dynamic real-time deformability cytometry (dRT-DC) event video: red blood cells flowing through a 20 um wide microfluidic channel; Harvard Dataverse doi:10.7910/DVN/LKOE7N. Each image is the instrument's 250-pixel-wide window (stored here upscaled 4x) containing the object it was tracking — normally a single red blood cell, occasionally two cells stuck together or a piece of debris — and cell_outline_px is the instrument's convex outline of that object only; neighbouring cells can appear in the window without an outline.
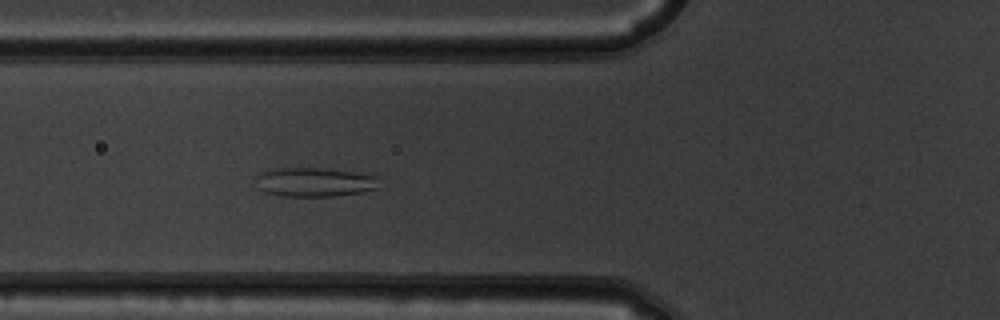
{"species": "common noctule bat (a hibernating species)", "species_latin": "Nyctalus noctula", "temperature_condition": "warm", "stored_images_in_passage": 6, "camera_frame_rate_fps": 3000, "um_per_image_px": 0.085, "animal": {"sex": "male", "body_mass_g": 19.5, "forearm_length_mm": 54.6}, "frame": {"image": 1, "passage_image": 6, "time_ms": 1.667, "image_size_px": [1000, 320], "cell_outline_px": [[380, 188], [360, 192], [332, 196], [284, 196], [264, 192], [260, 188], [260, 172], [272, 168], [320, 168], [360, 172], [380, 176]], "centroid_in_image_um": [26.87, 15.47], "position_along_channel_um": 98.9, "area_um2": 20.92}}